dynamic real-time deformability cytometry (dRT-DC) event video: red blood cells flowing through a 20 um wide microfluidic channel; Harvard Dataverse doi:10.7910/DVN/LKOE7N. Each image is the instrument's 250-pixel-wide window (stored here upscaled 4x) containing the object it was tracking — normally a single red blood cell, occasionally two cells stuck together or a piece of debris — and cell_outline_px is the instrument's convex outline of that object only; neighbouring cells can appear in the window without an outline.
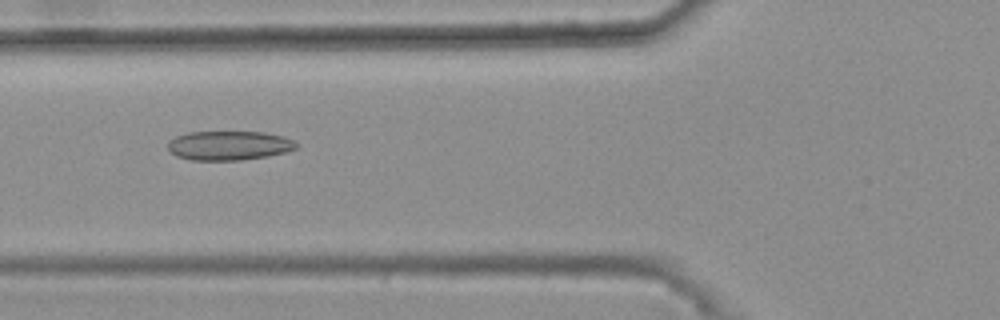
{"species": "common noctule bat (a hibernating species)", "species_latin": "Nyctalus noctula", "temperature_condition": "warm", "stored_images_in_passage": 42, "camera_frame_rate_fps": 3000, "um_per_image_px": 0.085, "animal": {"sex": "female", "body_mass_g": 25.1}, "frame": {"image": 1, "passage_image": 14, "time_ms": 4.333, "image_size_px": [1000, 320], "cell_outline_px": [[296, 148], [284, 152], [268, 156], [240, 160], [192, 160], [176, 156], [168, 148], [168, 144], [176, 136], [188, 132], [264, 132], [284, 136], [296, 140]], "centroid_in_image_um": [19.49, 12.36], "position_along_channel_um": 106.3, "area_um2": 21.79}}
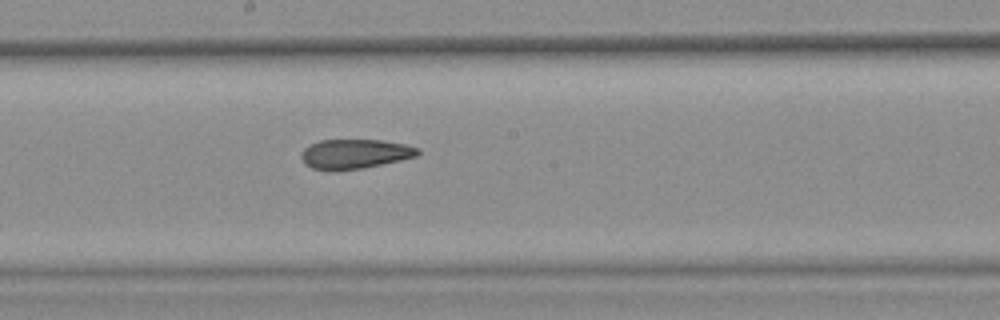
{"frame": {"image": 2, "passage_image": 23, "time_ms": 7.333, "image_size_px": [1000, 320], "cell_outline_px": [[420, 152], [416, 156], [400, 160], [360, 168], [336, 172], [328, 172], [312, 168], [304, 164], [300, 156], [304, 148], [320, 140], [380, 140], [404, 144], [420, 148]], "centroid_in_image_um": [30.11, 13.1], "position_along_channel_um": 218.1, "area_um2": 20.17}}
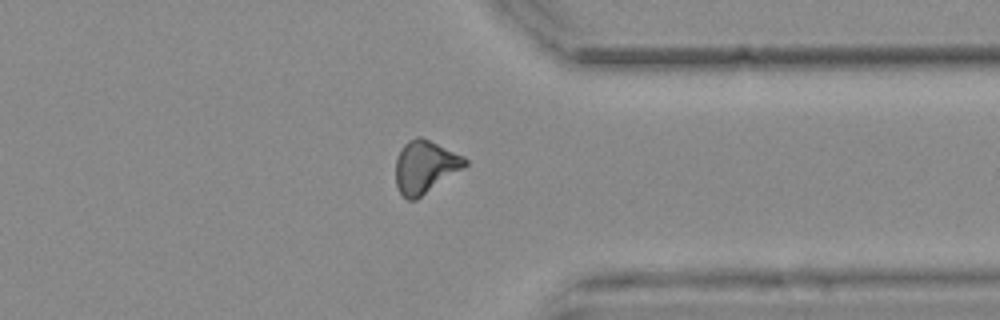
{"frame": {"image": 3, "passage_image": 36, "time_ms": 11.667, "image_size_px": [1000, 320], "cell_outline_px": [[468, 164], [464, 168], [416, 200], [408, 200], [400, 192], [396, 184], [396, 160], [400, 148], [408, 140], [416, 136], [420, 136], [464, 156], [468, 160]], "centroid_in_image_um": [36.13, 14.17], "position_along_channel_um": 375.3, "area_um2": 21.27}, "authors_computed_cell_mechanics": {"area_um2": 20.9525, "velocity_mm_per_s": 3.7176, "shape_relaxation_time_tau1_ms": null, "shape_relaxation_time_tau2_ms": 2.4343, "deformation_change_tau1": null, "deformation_change_tau2": 0.0999}}